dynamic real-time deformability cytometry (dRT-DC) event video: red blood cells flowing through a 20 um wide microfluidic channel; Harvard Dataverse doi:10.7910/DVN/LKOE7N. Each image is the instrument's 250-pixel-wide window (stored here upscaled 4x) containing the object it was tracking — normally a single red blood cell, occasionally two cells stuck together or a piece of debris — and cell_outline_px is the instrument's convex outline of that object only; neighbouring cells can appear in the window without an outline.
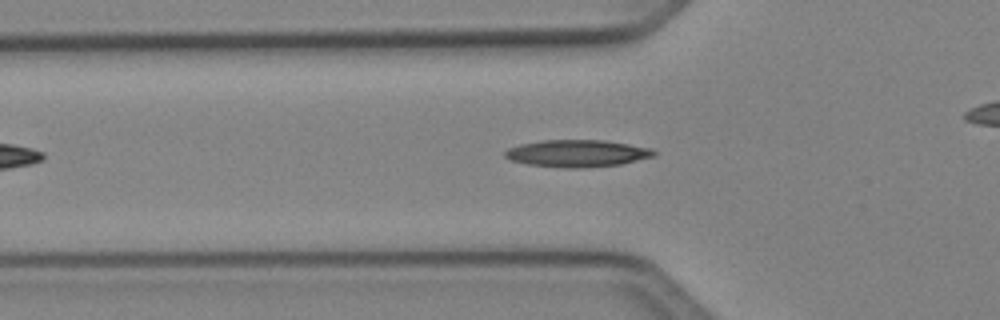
{"species": "Egyptian fruit bat (a non-hibernating species)", "species_latin": "Rousettus aegyptiacus", "temperature_condition": "cold", "stored_images_in_passage": 43, "camera_frame_rate_fps": 3000, "um_per_image_px": 0.085, "animal": {"sex": "female"}, "frame": {"image": 1, "passage_image": 9, "time_ms": 2.667, "image_size_px": [1000, 320], "cell_outline_px": [[656, 152], [652, 156], [620, 164], [584, 168], [560, 168], [528, 164], [512, 160], [504, 156], [504, 152], [508, 148], [520, 144], [544, 140], [604, 140], [652, 148]], "centroid_in_image_um": [49.03, 13.04], "position_along_channel_um": 76.8, "area_um2": 23.41}}
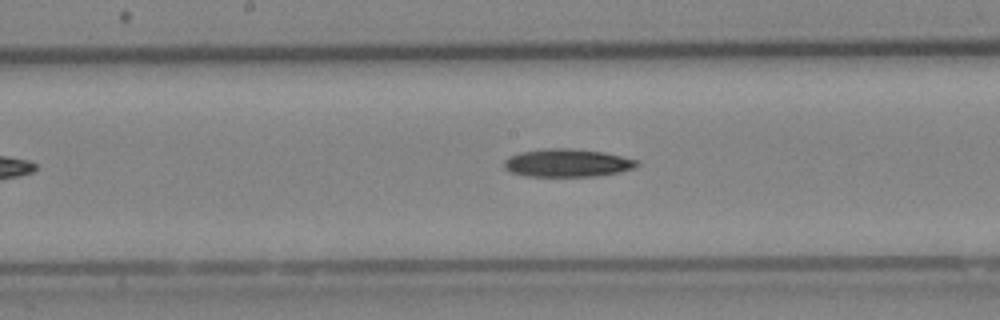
{"frame": {"image": 2, "passage_image": 18, "time_ms": 5.667, "image_size_px": [1000, 320], "cell_outline_px": [[640, 164], [636, 168], [620, 172], [596, 176], [528, 176], [512, 172], [504, 168], [504, 160], [508, 156], [520, 152], [544, 148], [572, 148], [604, 152], [640, 160]], "centroid_in_image_um": [48.26, 13.84], "position_along_channel_um": 199.9, "area_um2": 21.91}}
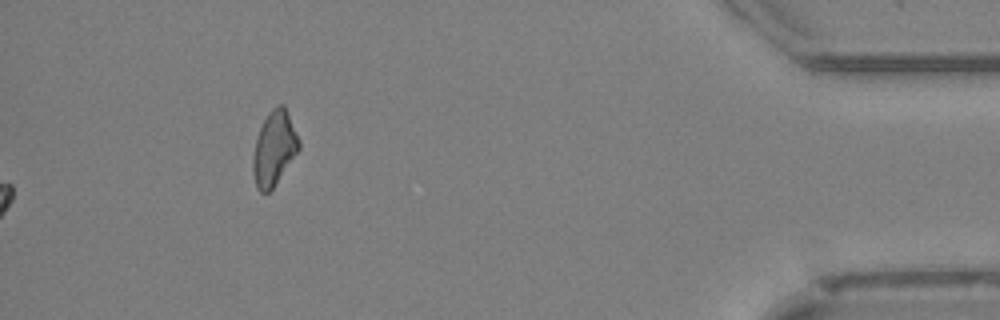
{"frame": {"image": 3, "passage_image": 43, "time_ms": 14.0, "image_size_px": [1000, 320], "cell_outline_px": [[300, 148], [272, 188], [268, 192], [260, 192], [256, 188], [252, 172], [252, 156], [256, 140], [260, 128], [268, 112], [272, 108], [280, 104], [284, 104], [300, 140]], "centroid_in_image_um": [23.29, 12.6], "position_along_channel_um": 411.9, "area_um2": 19.77}}